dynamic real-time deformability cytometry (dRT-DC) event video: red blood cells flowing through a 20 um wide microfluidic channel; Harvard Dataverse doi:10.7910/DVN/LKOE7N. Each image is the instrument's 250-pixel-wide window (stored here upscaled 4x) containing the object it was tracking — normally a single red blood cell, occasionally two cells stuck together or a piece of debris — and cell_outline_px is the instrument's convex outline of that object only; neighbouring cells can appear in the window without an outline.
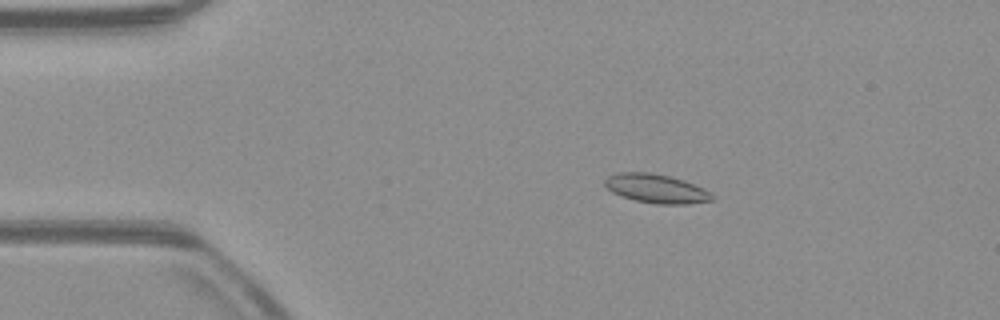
{"species": "common noctule bat (a hibernating species)", "species_latin": "Nyctalus noctula", "temperature_condition": "warm", "stored_images_in_passage": 53, "camera_frame_rate_fps": 3000, "um_per_image_px": 0.085, "animal": {"sex": "male", "body_mass_g": 23.1, "forearm_length_mm": 52.7}, "frame": {"image": 1, "passage_image": 10, "time_ms": 3.0, "image_size_px": [1000, 320], "cell_outline_px": [[716, 200], [688, 204], [656, 204], [636, 200], [620, 196], [612, 192], [604, 184], [604, 180], [608, 176], [620, 172], [648, 172], [668, 176], [684, 180], [704, 188], [712, 192], [716, 196]], "centroid_in_image_um": [55.84, 16.04], "position_along_channel_um": 29.2, "area_um2": 18.26}}
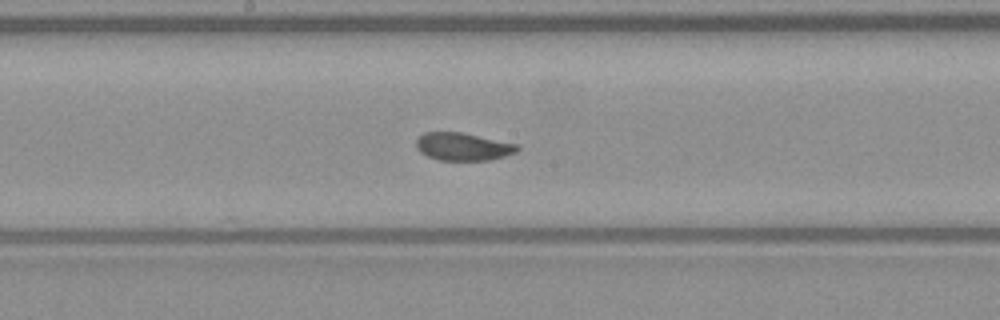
{"frame": {"image": 2, "passage_image": 28, "time_ms": 9.0, "image_size_px": [1000, 320], "cell_outline_px": [[520, 148], [516, 152], [492, 160], [440, 160], [428, 156], [420, 152], [416, 148], [416, 140], [424, 132], [460, 132], [516, 144]], "centroid_in_image_um": [39.33, 12.47], "position_along_channel_um": 208.9, "area_um2": 16.18}}
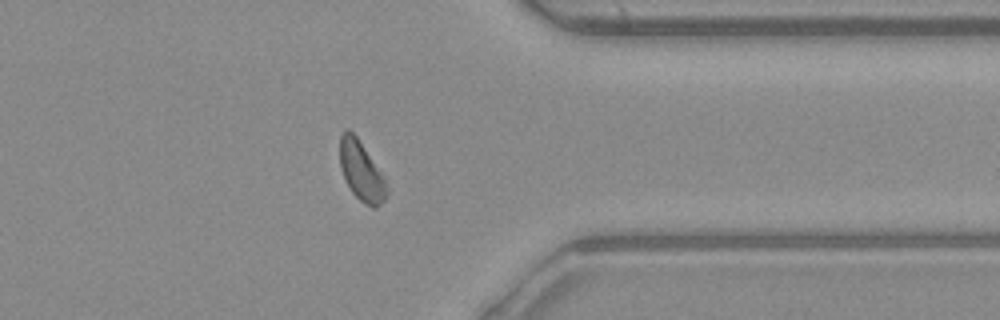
{"frame": {"image": 3, "passage_image": 42, "time_ms": 13.667, "image_size_px": [1000, 320], "cell_outline_px": [[388, 192], [384, 200], [376, 208], [372, 208], [364, 204], [352, 192], [344, 180], [340, 168], [340, 136], [348, 128], [356, 136], [380, 172], [384, 180]], "centroid_in_image_um": [30.68, 14.58], "position_along_channel_um": 380.7, "area_um2": 15.9}, "authors_computed_cell_mechanics": {"area_um2": 16.9932, "velocity_mm_per_s": 3.9093, "shape_relaxation_time_tau1_ms": 6.4336, "shape_relaxation_time_tau2_ms": 1.8696, "deformation_change_tau1": 0.1129, "deformation_change_tau2": 0.0418}}